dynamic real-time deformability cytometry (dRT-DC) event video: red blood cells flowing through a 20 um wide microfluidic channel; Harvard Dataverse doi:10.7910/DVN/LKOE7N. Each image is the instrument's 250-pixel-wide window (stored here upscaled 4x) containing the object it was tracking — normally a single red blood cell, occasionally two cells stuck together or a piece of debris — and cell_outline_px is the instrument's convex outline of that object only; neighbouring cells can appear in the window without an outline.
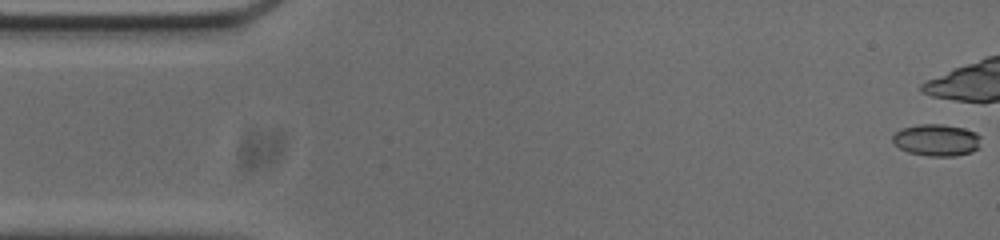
{"species": "common noctule bat (a hibernating species)", "species_latin": "Nyctalus noctula", "temperature_condition": "cold", "stored_images_in_passage": 7, "camera_frame_rate_fps": 3000, "um_per_image_px": 0.085, "animal": {"sex": "male", "body_mass_g": 20.0, "forearm_length_mm": 53.3}, "frame": {"image": 1, "passage_image": 1, "time_ms": 0.0, "image_size_px": [1000, 240], "cell_outline_px": [[980, 148], [972, 152], [956, 156], [928, 156], [908, 152], [892, 144], [892, 136], [900, 128], [916, 124], [944, 124], [964, 128], [976, 132], [980, 136]], "centroid_in_image_um": [79.61, 11.9], "position_along_channel_um": 5.4, "area_um2": 16.76}}